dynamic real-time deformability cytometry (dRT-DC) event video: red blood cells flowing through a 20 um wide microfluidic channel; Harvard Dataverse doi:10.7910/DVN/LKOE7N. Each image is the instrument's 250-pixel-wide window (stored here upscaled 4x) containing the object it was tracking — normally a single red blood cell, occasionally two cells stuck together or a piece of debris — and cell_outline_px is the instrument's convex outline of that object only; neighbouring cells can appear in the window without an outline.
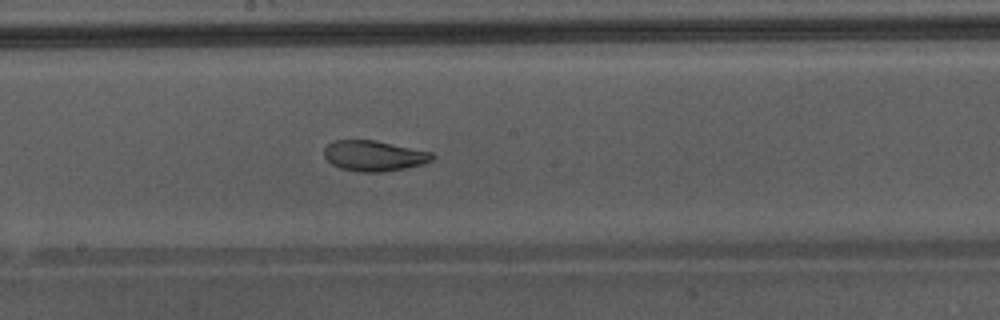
{"species": "Egyptian fruit bat (a non-hibernating species)", "species_latin": "Rousettus aegyptiacus", "temperature_condition": "warm", "stored_images_in_passage": 38, "camera_frame_rate_fps": 3000, "um_per_image_px": 0.085, "animal": {"sex": "male"}, "frame": {"image": 1, "passage_image": 22, "time_ms": 7.0, "image_size_px": [1000, 320], "cell_outline_px": [[436, 156], [432, 160], [424, 164], [384, 172], [356, 172], [340, 168], [332, 164], [324, 156], [324, 148], [328, 144], [336, 140], [376, 140], [432, 152]], "centroid_in_image_um": [31.8, 13.25], "position_along_channel_um": 216.4, "area_um2": 19.36}}